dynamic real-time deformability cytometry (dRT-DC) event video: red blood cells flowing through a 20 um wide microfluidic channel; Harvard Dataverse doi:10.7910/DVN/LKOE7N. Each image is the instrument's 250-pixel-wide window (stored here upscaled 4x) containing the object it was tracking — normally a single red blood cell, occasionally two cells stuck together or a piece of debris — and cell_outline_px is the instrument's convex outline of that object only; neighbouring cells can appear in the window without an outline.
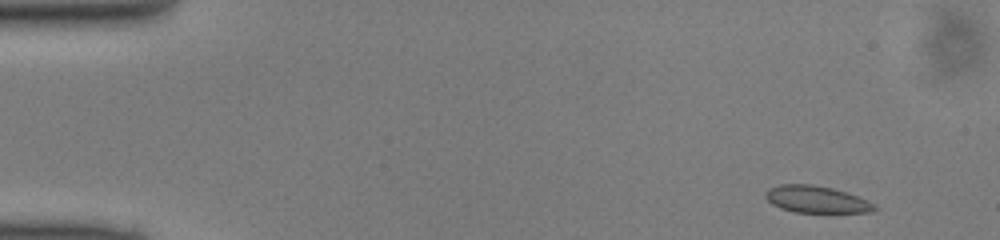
{"species": "common noctule bat (a hibernating species)", "species_latin": "Nyctalus noctula", "temperature_condition": "cold", "stored_images_in_passage": 46, "camera_frame_rate_fps": 3000, "um_per_image_px": 0.085, "animal": {"sex": "male", "body_mass_g": 13.0, "forearm_length_mm": 53.1}, "frame": {"image": 1, "passage_image": 1, "time_ms": 0.0, "image_size_px": [1000, 240], "cell_outline_px": [[876, 208], [872, 212], [796, 212], [780, 208], [772, 204], [764, 196], [764, 192], [768, 188], [780, 184], [812, 184], [832, 188], [856, 196], [872, 204]], "centroid_in_image_um": [69.29, 16.94], "position_along_channel_um": 15.7, "area_um2": 16.82}}
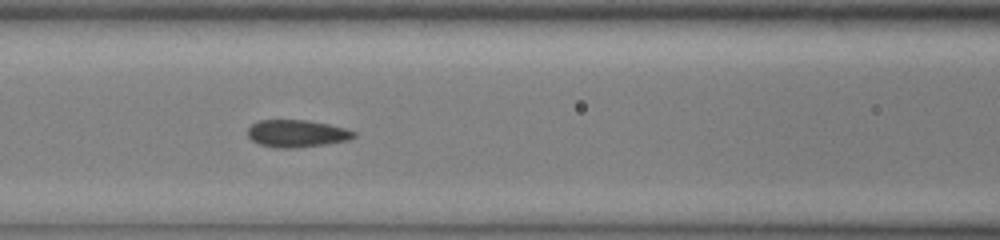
{"frame": {"image": 2, "passage_image": 18, "time_ms": 5.667, "image_size_px": [1000, 240], "cell_outline_px": [[356, 136], [348, 140], [324, 144], [292, 148], [276, 148], [260, 144], [252, 140], [248, 136], [248, 128], [256, 120], [308, 120], [348, 128], [356, 132]], "centroid_in_image_um": [25.24, 11.34], "position_along_channel_um": 141.4, "area_um2": 16.94}}
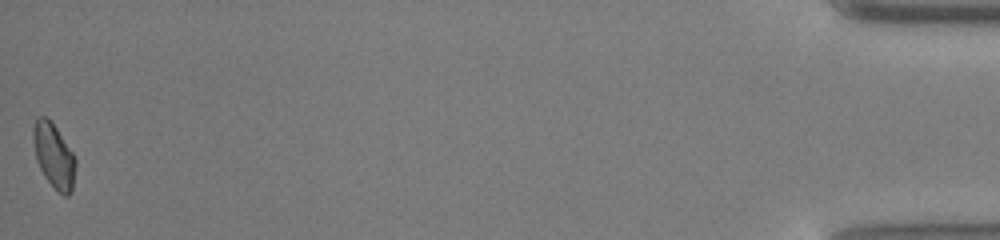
{"frame": {"image": 3, "passage_image": 46, "time_ms": 15.0, "image_size_px": [1000, 240], "cell_outline_px": [[76, 168], [72, 192], [68, 196], [64, 196], [44, 176], [36, 160], [32, 140], [32, 128], [36, 116], [44, 116], [56, 128], [72, 152], [76, 160]], "centroid_in_image_um": [4.56, 13.23], "position_along_channel_um": 430.6, "area_um2": 15.9}}